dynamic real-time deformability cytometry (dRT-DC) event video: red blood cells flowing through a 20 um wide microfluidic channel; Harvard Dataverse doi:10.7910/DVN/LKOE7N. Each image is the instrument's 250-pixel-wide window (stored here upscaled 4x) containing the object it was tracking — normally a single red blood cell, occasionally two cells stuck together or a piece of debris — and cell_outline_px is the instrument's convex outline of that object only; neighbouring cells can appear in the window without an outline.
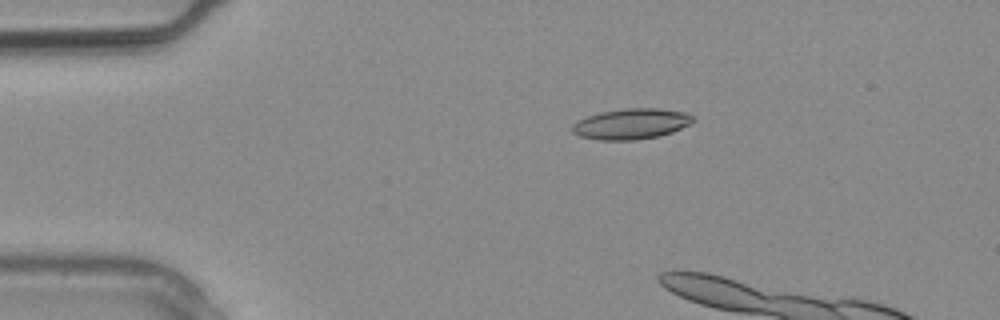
{"species": "common noctule bat (a hibernating species)", "species_latin": "Nyctalus noctula", "temperature_condition": "warm", "stored_images_in_passage": 5, "camera_frame_rate_fps": 3000, "um_per_image_px": 0.085, "animal": {"sex": "male", "body_mass_g": 20.4}, "frame": {"image": 1, "passage_image": 2, "time_ms": 0.333, "image_size_px": [1000, 320], "cell_outline_px": [[696, 120], [672, 132], [660, 136], [636, 140], [600, 140], [580, 136], [572, 132], [572, 124], [576, 120], [600, 112], [624, 108], [660, 108], [684, 112], [692, 116]], "centroid_in_image_um": [53.63, 10.53], "position_along_channel_um": 31.4, "area_um2": 21.62}}